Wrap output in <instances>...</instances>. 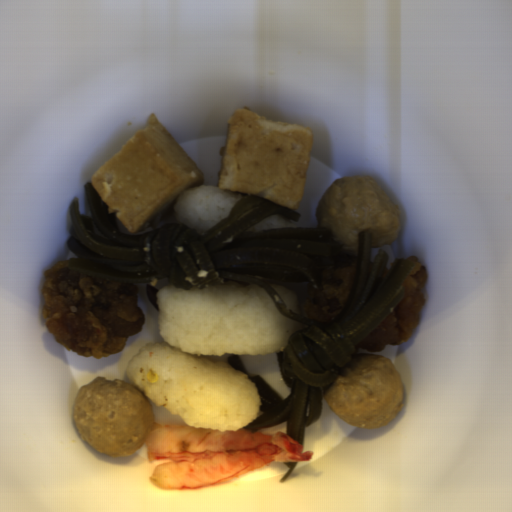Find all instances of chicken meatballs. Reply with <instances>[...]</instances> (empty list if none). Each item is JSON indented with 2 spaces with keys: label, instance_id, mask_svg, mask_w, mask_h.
Wrapping results in <instances>:
<instances>
[{
  "label": "chicken meatballs",
  "instance_id": "fd5e1221",
  "mask_svg": "<svg viewBox=\"0 0 512 512\" xmlns=\"http://www.w3.org/2000/svg\"><path fill=\"white\" fill-rule=\"evenodd\" d=\"M72 418L82 443L122 458L145 445L155 415L151 401L133 384L96 376L78 388Z\"/></svg>",
  "mask_w": 512,
  "mask_h": 512
},
{
  "label": "chicken meatballs",
  "instance_id": "f4306124",
  "mask_svg": "<svg viewBox=\"0 0 512 512\" xmlns=\"http://www.w3.org/2000/svg\"><path fill=\"white\" fill-rule=\"evenodd\" d=\"M318 227H329L345 253L359 254V232L372 230L371 249L392 246L398 238V204L368 174L338 176L317 201Z\"/></svg>",
  "mask_w": 512,
  "mask_h": 512
},
{
  "label": "chicken meatballs",
  "instance_id": "6fca7428",
  "mask_svg": "<svg viewBox=\"0 0 512 512\" xmlns=\"http://www.w3.org/2000/svg\"><path fill=\"white\" fill-rule=\"evenodd\" d=\"M404 386L390 357L359 353L325 388L332 411L356 428L386 426L402 411Z\"/></svg>",
  "mask_w": 512,
  "mask_h": 512
}]
</instances>
